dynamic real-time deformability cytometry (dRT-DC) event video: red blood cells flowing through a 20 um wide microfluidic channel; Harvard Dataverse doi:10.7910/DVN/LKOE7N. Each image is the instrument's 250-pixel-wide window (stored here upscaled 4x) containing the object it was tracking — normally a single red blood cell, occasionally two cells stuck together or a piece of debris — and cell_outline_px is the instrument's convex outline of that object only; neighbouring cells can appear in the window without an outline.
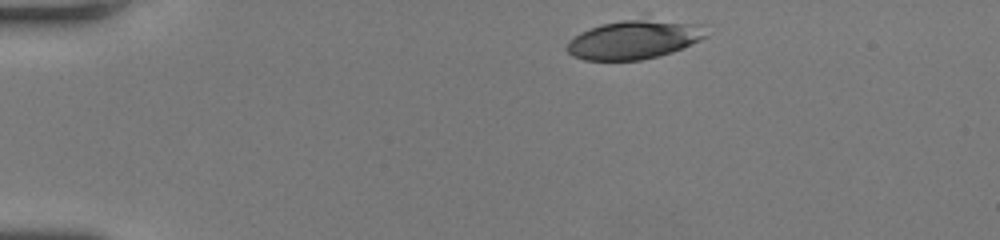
{"species": "human", "species_latin": "Homo sapiens", "temperature_condition": "room temperature", "stored_images_in_passage": 41, "camera_frame_rate_fps": 3000, "um_per_image_px": 0.085, "donor": {"sex": "female"}, "frame": {"image": 1, "passage_image": 1, "time_ms": 0.0, "image_size_px": [1000, 240], "cell_outline_px": [[708, 36], [700, 40], [672, 52], [640, 60], [584, 60], [572, 56], [564, 48], [568, 40], [580, 32], [600, 24], [648, 12], [704, 24]], "centroid_in_image_um": [53.99, 3.24], "position_along_channel_um": 31.0, "area_um2": 33.93}}
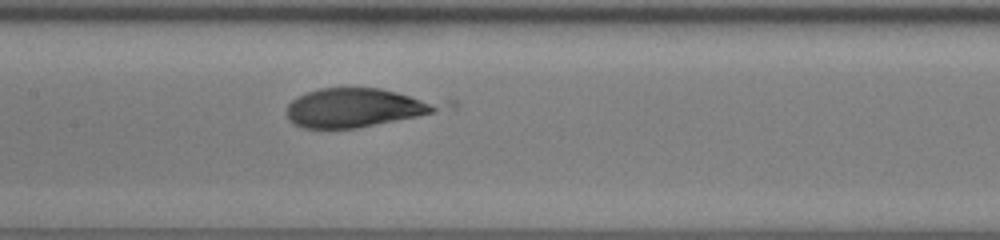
{"frame": {"image": 2, "passage_image": 17, "time_ms": 5.333, "image_size_px": [1000, 240], "cell_outline_px": [[456, 104], [452, 108], [416, 116], [356, 128], [304, 128], [292, 124], [288, 120], [288, 104], [296, 96], [320, 88], [380, 88], [456, 100]], "centroid_in_image_um": [30.58, 9.11], "position_along_channel_um": 176.8, "area_um2": 36.13}}
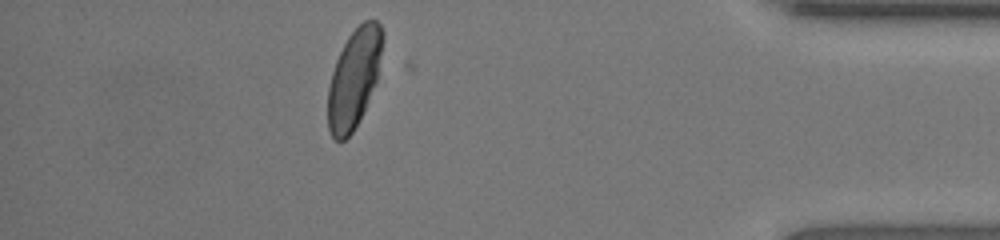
{"frame": {"image": 3, "passage_image": 36, "time_ms": 11.667, "image_size_px": [1000, 240], "cell_outline_px": [[384, 36], [376, 80], [364, 108], [352, 132], [344, 140], [336, 140], [332, 136], [328, 128], [328, 88], [332, 72], [336, 60], [348, 36], [364, 20], [376, 20], [380, 24], [384, 32]], "centroid_in_image_um": [30.08, 6.62], "position_along_channel_um": 405.1, "area_um2": 30.87}, "authors_computed_cell_mechanics": {"area_um2": 33.6974, "velocity_mm_per_s": 4.2037, "shape_relaxation_time_tau1_ms": 4.8135, "shape_relaxation_time_tau2_ms": null, "deformation_change_tau1": 0.2342, "deformation_change_tau2": null}}